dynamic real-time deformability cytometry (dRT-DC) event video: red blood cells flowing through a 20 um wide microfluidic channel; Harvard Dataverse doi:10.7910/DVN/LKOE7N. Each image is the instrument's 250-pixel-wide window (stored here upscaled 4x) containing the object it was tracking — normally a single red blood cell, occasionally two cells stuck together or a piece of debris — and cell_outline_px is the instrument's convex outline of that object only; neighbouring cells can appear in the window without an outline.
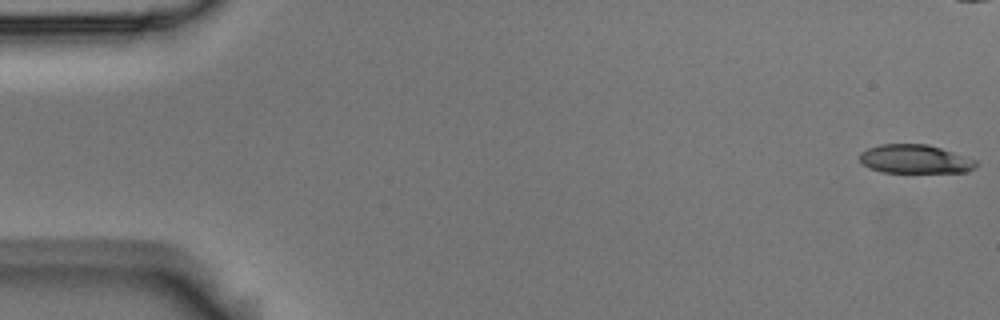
{"species": "Egyptian fruit bat (a non-hibernating species)", "species_latin": "Rousettus aegyptiacus", "temperature_condition": "room temperature", "stored_images_in_passage": 11, "camera_frame_rate_fps": 3000, "um_per_image_px": 0.085, "animal": {"sex": "male"}, "frame": {"image": 1, "passage_image": 1, "time_ms": 0.0, "image_size_px": [1000, 320], "cell_outline_px": [[976, 168], [968, 172], [880, 172], [868, 168], [860, 160], [860, 152], [868, 148], [880, 144], [928, 144], [976, 160]], "centroid_in_image_um": [77.76, 13.53], "position_along_channel_um": 7.2, "area_um2": 19.42}}
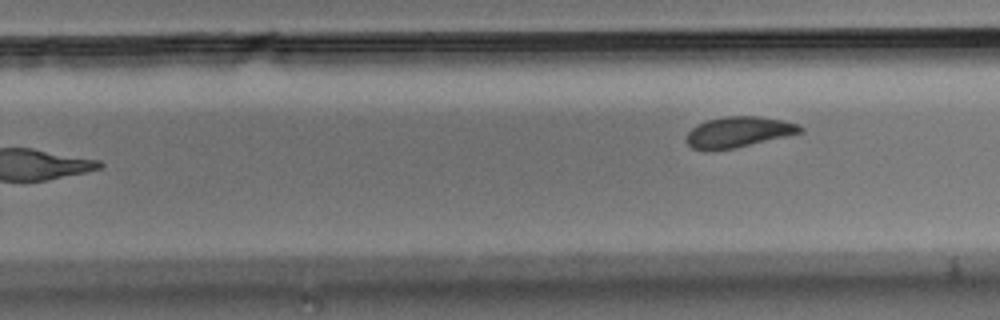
{"frame": {"image": 2, "passage_image": 11, "time_ms": 3.333, "image_size_px": [1000, 320], "cell_outline_px": [[804, 132], [732, 148], [712, 152], [704, 152], [692, 148], [684, 140], [688, 132], [696, 124], [708, 120], [724, 116], [760, 116], [784, 120], [800, 124], [804, 128]], "centroid_in_image_um": [62.74, 11.23], "position_along_channel_um": 267.1, "area_um2": 20.69}}